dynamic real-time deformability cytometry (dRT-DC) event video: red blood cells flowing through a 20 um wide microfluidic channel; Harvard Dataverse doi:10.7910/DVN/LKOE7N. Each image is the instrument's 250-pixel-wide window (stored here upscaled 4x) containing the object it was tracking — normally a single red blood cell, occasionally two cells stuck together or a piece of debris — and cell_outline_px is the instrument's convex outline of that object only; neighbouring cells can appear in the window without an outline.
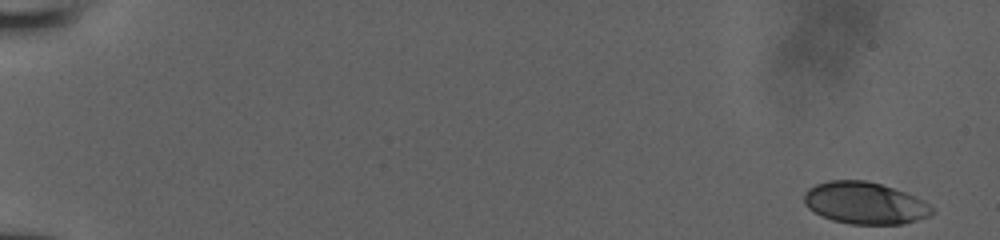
{"species": "human", "species_latin": "Homo sapiens", "temperature_condition": "room temperature", "stored_images_in_passage": 51, "camera_frame_rate_fps": 3000, "um_per_image_px": 0.085, "donor": {"sex": "male"}, "frame": {"image": 1, "passage_image": 1, "time_ms": 0.0, "image_size_px": [1000, 240], "cell_outline_px": [[936, 212], [928, 216], [904, 224], [852, 224], [832, 220], [820, 216], [808, 208], [804, 204], [804, 192], [808, 188], [816, 184], [828, 180], [864, 180], [880, 184], [904, 192], [928, 204]], "centroid_in_image_um": [73.46, 17.26], "position_along_channel_um": 11.5, "area_um2": 31.15}}
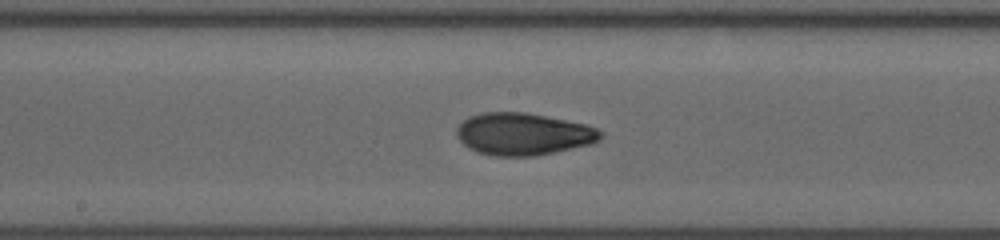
{"frame": {"image": 2, "passage_image": 29, "time_ms": 9.333, "image_size_px": [1000, 240], "cell_outline_px": [[600, 140], [592, 144], [536, 156], [492, 156], [476, 152], [468, 148], [456, 136], [456, 128], [468, 116], [484, 112], [524, 112], [584, 124], [596, 128], [600, 132]], "centroid_in_image_um": [44.43, 11.4], "position_along_channel_um": 203.8, "area_um2": 35.32}}
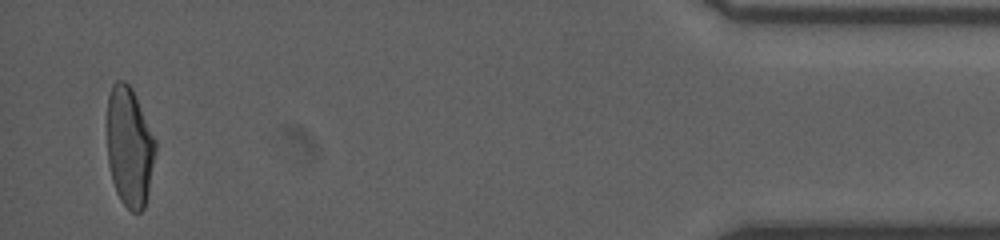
{"frame": {"image": 3, "passage_image": 50, "time_ms": 16.333, "image_size_px": [1000, 240], "cell_outline_px": [[156, 152], [148, 192], [144, 208], [140, 212], [132, 212], [120, 200], [116, 192], [112, 180], [108, 164], [108, 96], [112, 84], [116, 80], [124, 80], [132, 88], [156, 140]], "centroid_in_image_um": [11.01, 12.48], "position_along_channel_um": 424.2, "area_um2": 33.7}}